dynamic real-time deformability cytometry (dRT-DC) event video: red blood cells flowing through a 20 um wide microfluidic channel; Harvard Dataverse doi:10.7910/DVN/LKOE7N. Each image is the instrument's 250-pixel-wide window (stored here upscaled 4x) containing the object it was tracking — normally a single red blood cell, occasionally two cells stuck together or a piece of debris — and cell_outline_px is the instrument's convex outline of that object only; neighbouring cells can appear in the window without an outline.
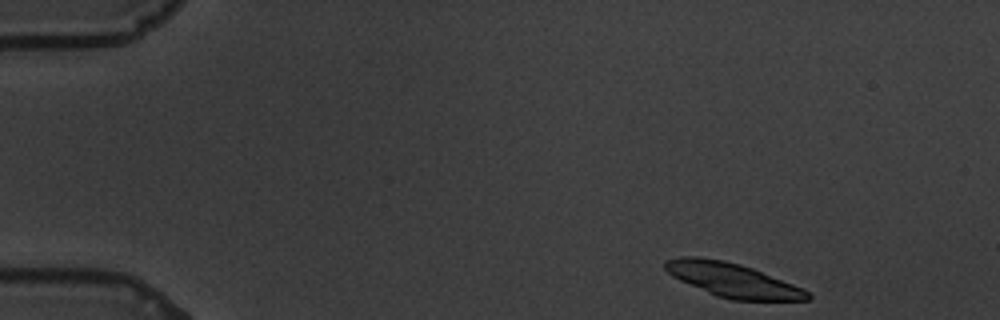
{"species": "common noctule bat (a hibernating species)", "species_latin": "Nyctalus noctula", "temperature_condition": "warm", "stored_images_in_passage": 43, "camera_frame_rate_fps": 3000, "um_per_image_px": 0.085, "animal": {"sex": "male", "body_mass_g": 19.5, "forearm_length_mm": 54.6}, "frame": {"image": 1, "passage_image": 1, "time_ms": 0.0, "image_size_px": [1000, 320], "cell_outline_px": [[812, 296], [808, 300], [732, 300], [716, 296], [680, 280], [672, 276], [664, 268], [664, 260], [680, 256], [700, 256], [724, 260], [740, 264], [752, 268], [804, 288]], "centroid_in_image_um": [62.25, 23.79], "position_along_channel_um": 22.8, "area_um2": 28.26}}
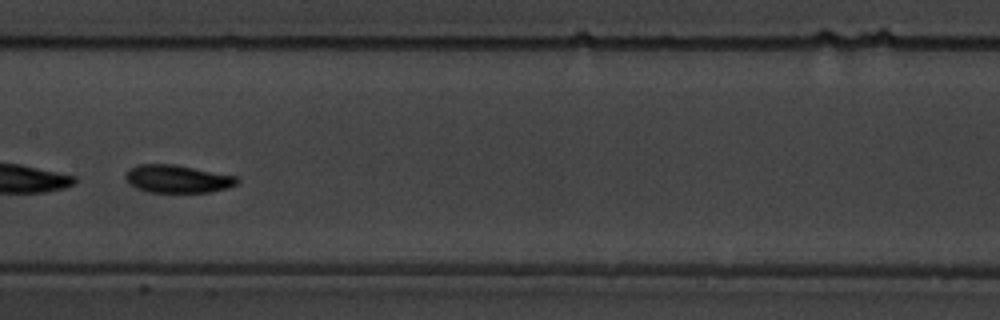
{"frame": {"image": 2, "passage_image": 25, "time_ms": 8.0, "image_size_px": [1000, 320], "cell_outline_px": [[240, 180], [236, 184], [228, 188], [208, 192], [148, 192], [136, 188], [128, 184], [124, 176], [128, 168], [136, 164], [176, 164], [236, 176]], "centroid_in_image_um": [15.04, 15.19], "position_along_channel_um": 192.4, "area_um2": 18.32}, "authors_computed_cell_mechanics": {"area_um2": 17.8602, "velocity_mm_per_s": 3.4175, "shape_relaxation_time_tau1_ms": 2.0034, "shape_relaxation_time_tau2_ms": 3.6878, "deformation_change_tau1": 0.261, "deformation_change_tau2": 0.0888}}